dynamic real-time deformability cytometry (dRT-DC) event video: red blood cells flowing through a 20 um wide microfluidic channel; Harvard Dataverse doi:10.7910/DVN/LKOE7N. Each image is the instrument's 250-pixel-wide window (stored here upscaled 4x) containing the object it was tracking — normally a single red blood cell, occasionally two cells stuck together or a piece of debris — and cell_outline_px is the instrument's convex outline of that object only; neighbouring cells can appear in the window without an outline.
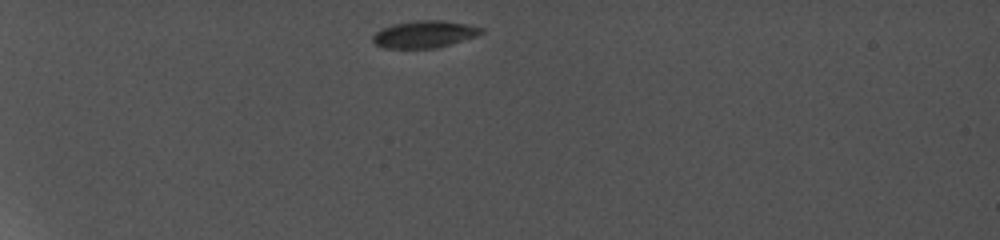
{"species": "common noctule bat (a hibernating species)", "species_latin": "Nyctalus noctula", "temperature_condition": "cold", "stored_images_in_passage": 4, "camera_frame_rate_fps": 5000, "um_per_image_px": 0.085, "animal": {"sex": "female", "body_mass_g": 19.0, "forearm_length_mm": 56.7}, "frame": {"image": 1, "passage_image": 1, "time_ms": 0.0, "image_size_px": [1000, 240], "cell_outline_px": [[484, 32], [476, 36], [436, 48], [384, 48], [376, 44], [372, 40], [372, 36], [376, 32], [384, 28], [396, 24], [416, 20], [444, 20], [484, 28]], "centroid_in_image_um": [36.08, 2.91], "position_along_channel_um": 48.9, "area_um2": 16.88}}
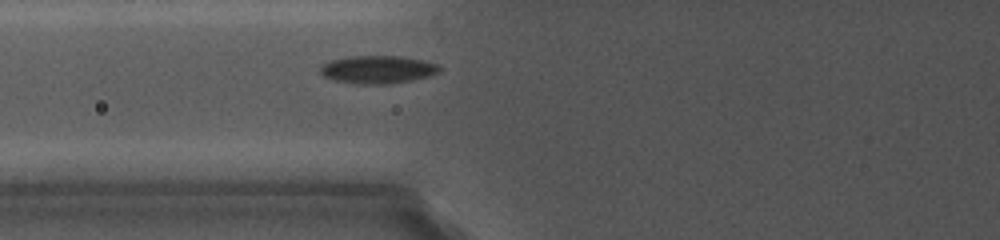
{"frame": {"image": 2, "passage_image": 4, "time_ms": 2.8, "image_size_px": [1000, 240], "cell_outline_px": [[440, 72], [428, 76], [412, 80], [384, 84], [360, 84], [336, 80], [324, 76], [320, 72], [320, 64], [332, 60], [352, 56], [400, 56], [424, 60], [440, 64]], "centroid_in_image_um": [32.13, 5.9], "position_along_channel_um": 93.7, "area_um2": 19.31}}